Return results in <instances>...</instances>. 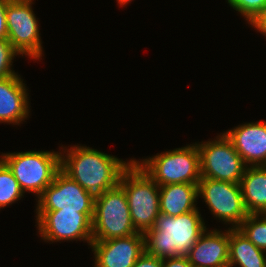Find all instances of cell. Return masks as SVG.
<instances>
[{
  "label": "cell",
  "instance_id": "1",
  "mask_svg": "<svg viewBox=\"0 0 266 267\" xmlns=\"http://www.w3.org/2000/svg\"><path fill=\"white\" fill-rule=\"evenodd\" d=\"M63 153V154H62ZM61 153V170L94 196L119 184L122 173L132 164L87 146H71Z\"/></svg>",
  "mask_w": 266,
  "mask_h": 267
},
{
  "label": "cell",
  "instance_id": "2",
  "mask_svg": "<svg viewBox=\"0 0 266 267\" xmlns=\"http://www.w3.org/2000/svg\"><path fill=\"white\" fill-rule=\"evenodd\" d=\"M205 230L198 209L178 216L160 214L144 234L145 251L160 259L187 256Z\"/></svg>",
  "mask_w": 266,
  "mask_h": 267
},
{
  "label": "cell",
  "instance_id": "3",
  "mask_svg": "<svg viewBox=\"0 0 266 267\" xmlns=\"http://www.w3.org/2000/svg\"><path fill=\"white\" fill-rule=\"evenodd\" d=\"M119 185L126 194L136 231L145 234L160 215L159 185L135 161L122 173Z\"/></svg>",
  "mask_w": 266,
  "mask_h": 267
},
{
  "label": "cell",
  "instance_id": "4",
  "mask_svg": "<svg viewBox=\"0 0 266 267\" xmlns=\"http://www.w3.org/2000/svg\"><path fill=\"white\" fill-rule=\"evenodd\" d=\"M1 156L23 192L35 193L38 198L61 170V152L33 150Z\"/></svg>",
  "mask_w": 266,
  "mask_h": 267
},
{
  "label": "cell",
  "instance_id": "5",
  "mask_svg": "<svg viewBox=\"0 0 266 267\" xmlns=\"http://www.w3.org/2000/svg\"><path fill=\"white\" fill-rule=\"evenodd\" d=\"M159 186L198 183L201 179L197 144L169 150L140 162L134 160Z\"/></svg>",
  "mask_w": 266,
  "mask_h": 267
},
{
  "label": "cell",
  "instance_id": "6",
  "mask_svg": "<svg viewBox=\"0 0 266 267\" xmlns=\"http://www.w3.org/2000/svg\"><path fill=\"white\" fill-rule=\"evenodd\" d=\"M136 233L126 194L119 184L95 196L93 241L127 237Z\"/></svg>",
  "mask_w": 266,
  "mask_h": 267
},
{
  "label": "cell",
  "instance_id": "7",
  "mask_svg": "<svg viewBox=\"0 0 266 267\" xmlns=\"http://www.w3.org/2000/svg\"><path fill=\"white\" fill-rule=\"evenodd\" d=\"M215 140L196 143L201 177L240 183L247 165L224 133Z\"/></svg>",
  "mask_w": 266,
  "mask_h": 267
},
{
  "label": "cell",
  "instance_id": "8",
  "mask_svg": "<svg viewBox=\"0 0 266 267\" xmlns=\"http://www.w3.org/2000/svg\"><path fill=\"white\" fill-rule=\"evenodd\" d=\"M32 3V0H10L7 3V39L20 55L38 60L43 55V47Z\"/></svg>",
  "mask_w": 266,
  "mask_h": 267
},
{
  "label": "cell",
  "instance_id": "9",
  "mask_svg": "<svg viewBox=\"0 0 266 267\" xmlns=\"http://www.w3.org/2000/svg\"><path fill=\"white\" fill-rule=\"evenodd\" d=\"M203 197L212 215L232 228H238L249 215L247 212L240 183H232L201 177L198 182V197Z\"/></svg>",
  "mask_w": 266,
  "mask_h": 267
},
{
  "label": "cell",
  "instance_id": "10",
  "mask_svg": "<svg viewBox=\"0 0 266 267\" xmlns=\"http://www.w3.org/2000/svg\"><path fill=\"white\" fill-rule=\"evenodd\" d=\"M37 228L44 241L81 240L91 245L94 213L36 211Z\"/></svg>",
  "mask_w": 266,
  "mask_h": 267
},
{
  "label": "cell",
  "instance_id": "11",
  "mask_svg": "<svg viewBox=\"0 0 266 267\" xmlns=\"http://www.w3.org/2000/svg\"><path fill=\"white\" fill-rule=\"evenodd\" d=\"M37 202L36 211L94 213L95 196L60 170Z\"/></svg>",
  "mask_w": 266,
  "mask_h": 267
},
{
  "label": "cell",
  "instance_id": "12",
  "mask_svg": "<svg viewBox=\"0 0 266 267\" xmlns=\"http://www.w3.org/2000/svg\"><path fill=\"white\" fill-rule=\"evenodd\" d=\"M95 255L94 267H133L145 252L144 234L136 233L127 237L105 241H92Z\"/></svg>",
  "mask_w": 266,
  "mask_h": 267
},
{
  "label": "cell",
  "instance_id": "13",
  "mask_svg": "<svg viewBox=\"0 0 266 267\" xmlns=\"http://www.w3.org/2000/svg\"><path fill=\"white\" fill-rule=\"evenodd\" d=\"M244 163L262 166L266 161V121L240 124L224 132Z\"/></svg>",
  "mask_w": 266,
  "mask_h": 267
},
{
  "label": "cell",
  "instance_id": "14",
  "mask_svg": "<svg viewBox=\"0 0 266 267\" xmlns=\"http://www.w3.org/2000/svg\"><path fill=\"white\" fill-rule=\"evenodd\" d=\"M226 232L204 231L187 258L192 267H220L229 263V228Z\"/></svg>",
  "mask_w": 266,
  "mask_h": 267
},
{
  "label": "cell",
  "instance_id": "15",
  "mask_svg": "<svg viewBox=\"0 0 266 267\" xmlns=\"http://www.w3.org/2000/svg\"><path fill=\"white\" fill-rule=\"evenodd\" d=\"M19 76L0 79V123L19 125L29 116L28 89Z\"/></svg>",
  "mask_w": 266,
  "mask_h": 267
},
{
  "label": "cell",
  "instance_id": "16",
  "mask_svg": "<svg viewBox=\"0 0 266 267\" xmlns=\"http://www.w3.org/2000/svg\"><path fill=\"white\" fill-rule=\"evenodd\" d=\"M198 198V183H175L159 186L160 214L178 216L193 210Z\"/></svg>",
  "mask_w": 266,
  "mask_h": 267
},
{
  "label": "cell",
  "instance_id": "17",
  "mask_svg": "<svg viewBox=\"0 0 266 267\" xmlns=\"http://www.w3.org/2000/svg\"><path fill=\"white\" fill-rule=\"evenodd\" d=\"M240 187L247 212L266 213V169L262 166H247Z\"/></svg>",
  "mask_w": 266,
  "mask_h": 267
},
{
  "label": "cell",
  "instance_id": "18",
  "mask_svg": "<svg viewBox=\"0 0 266 267\" xmlns=\"http://www.w3.org/2000/svg\"><path fill=\"white\" fill-rule=\"evenodd\" d=\"M238 228L229 227V263L239 267H266V254Z\"/></svg>",
  "mask_w": 266,
  "mask_h": 267
},
{
  "label": "cell",
  "instance_id": "19",
  "mask_svg": "<svg viewBox=\"0 0 266 267\" xmlns=\"http://www.w3.org/2000/svg\"><path fill=\"white\" fill-rule=\"evenodd\" d=\"M238 229L257 248L266 252V213L249 214Z\"/></svg>",
  "mask_w": 266,
  "mask_h": 267
},
{
  "label": "cell",
  "instance_id": "20",
  "mask_svg": "<svg viewBox=\"0 0 266 267\" xmlns=\"http://www.w3.org/2000/svg\"><path fill=\"white\" fill-rule=\"evenodd\" d=\"M23 194L24 192L12 171L0 159V208H5L20 200Z\"/></svg>",
  "mask_w": 266,
  "mask_h": 267
},
{
  "label": "cell",
  "instance_id": "21",
  "mask_svg": "<svg viewBox=\"0 0 266 267\" xmlns=\"http://www.w3.org/2000/svg\"><path fill=\"white\" fill-rule=\"evenodd\" d=\"M250 23L266 9V0H227Z\"/></svg>",
  "mask_w": 266,
  "mask_h": 267
},
{
  "label": "cell",
  "instance_id": "22",
  "mask_svg": "<svg viewBox=\"0 0 266 267\" xmlns=\"http://www.w3.org/2000/svg\"><path fill=\"white\" fill-rule=\"evenodd\" d=\"M19 53L14 49L8 39H0V79L17 75L11 70L13 59Z\"/></svg>",
  "mask_w": 266,
  "mask_h": 267
},
{
  "label": "cell",
  "instance_id": "23",
  "mask_svg": "<svg viewBox=\"0 0 266 267\" xmlns=\"http://www.w3.org/2000/svg\"><path fill=\"white\" fill-rule=\"evenodd\" d=\"M133 267H163V259L150 255L145 251L137 259Z\"/></svg>",
  "mask_w": 266,
  "mask_h": 267
},
{
  "label": "cell",
  "instance_id": "24",
  "mask_svg": "<svg viewBox=\"0 0 266 267\" xmlns=\"http://www.w3.org/2000/svg\"><path fill=\"white\" fill-rule=\"evenodd\" d=\"M10 0H0V39H7L6 5Z\"/></svg>",
  "mask_w": 266,
  "mask_h": 267
},
{
  "label": "cell",
  "instance_id": "25",
  "mask_svg": "<svg viewBox=\"0 0 266 267\" xmlns=\"http://www.w3.org/2000/svg\"><path fill=\"white\" fill-rule=\"evenodd\" d=\"M163 267H192V265L187 256H181L163 259Z\"/></svg>",
  "mask_w": 266,
  "mask_h": 267
},
{
  "label": "cell",
  "instance_id": "26",
  "mask_svg": "<svg viewBox=\"0 0 266 267\" xmlns=\"http://www.w3.org/2000/svg\"><path fill=\"white\" fill-rule=\"evenodd\" d=\"M251 27L256 28L261 34L266 36V9L261 12L252 23Z\"/></svg>",
  "mask_w": 266,
  "mask_h": 267
},
{
  "label": "cell",
  "instance_id": "27",
  "mask_svg": "<svg viewBox=\"0 0 266 267\" xmlns=\"http://www.w3.org/2000/svg\"><path fill=\"white\" fill-rule=\"evenodd\" d=\"M117 1L120 4V6L121 5L124 6V5L128 4L129 2H131V0H117Z\"/></svg>",
  "mask_w": 266,
  "mask_h": 267
},
{
  "label": "cell",
  "instance_id": "28",
  "mask_svg": "<svg viewBox=\"0 0 266 267\" xmlns=\"http://www.w3.org/2000/svg\"><path fill=\"white\" fill-rule=\"evenodd\" d=\"M220 267H233V266L230 263H228V264H225V265L220 266Z\"/></svg>",
  "mask_w": 266,
  "mask_h": 267
},
{
  "label": "cell",
  "instance_id": "29",
  "mask_svg": "<svg viewBox=\"0 0 266 267\" xmlns=\"http://www.w3.org/2000/svg\"><path fill=\"white\" fill-rule=\"evenodd\" d=\"M262 167L266 169V161L264 162V164L262 165Z\"/></svg>",
  "mask_w": 266,
  "mask_h": 267
}]
</instances>
